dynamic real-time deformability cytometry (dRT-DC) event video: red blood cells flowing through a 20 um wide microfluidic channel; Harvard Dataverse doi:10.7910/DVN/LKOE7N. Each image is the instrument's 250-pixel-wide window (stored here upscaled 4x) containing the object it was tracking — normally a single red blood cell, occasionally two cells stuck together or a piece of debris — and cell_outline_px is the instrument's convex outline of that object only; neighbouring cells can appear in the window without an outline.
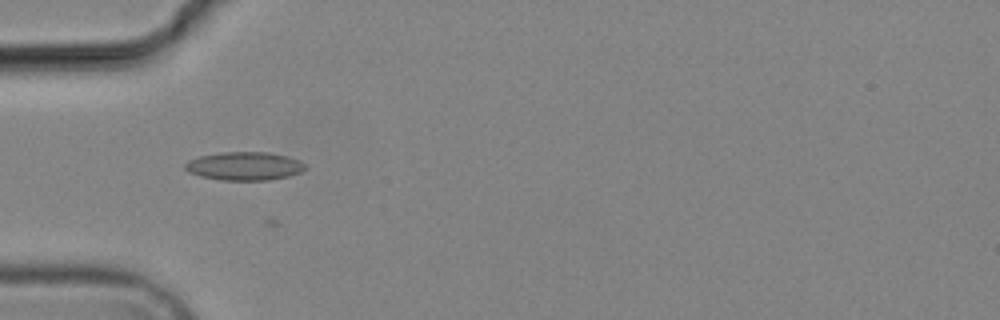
{"species": "common noctule bat (a hibernating species)", "species_latin": "Nyctalus noctula", "temperature_condition": "cold", "stored_images_in_passage": 6, "camera_frame_rate_fps": 3000, "um_per_image_px": 0.085, "animal": {"sex": "male", "body_mass_g": 19.2, "forearm_length_mm": 51.8}, "frame": {"image": 1, "passage_image": 3, "time_ms": 2.333, "image_size_px": [1000, 320], "cell_outline_px": [[308, 168], [300, 172], [288, 176], [268, 180], [220, 180], [200, 176], [188, 172], [184, 168], [184, 164], [188, 160], [200, 156], [224, 152], [268, 152], [300, 160]], "centroid_in_image_um": [20.76, 14.12], "position_along_channel_um": 64.2, "area_um2": 19.83}}
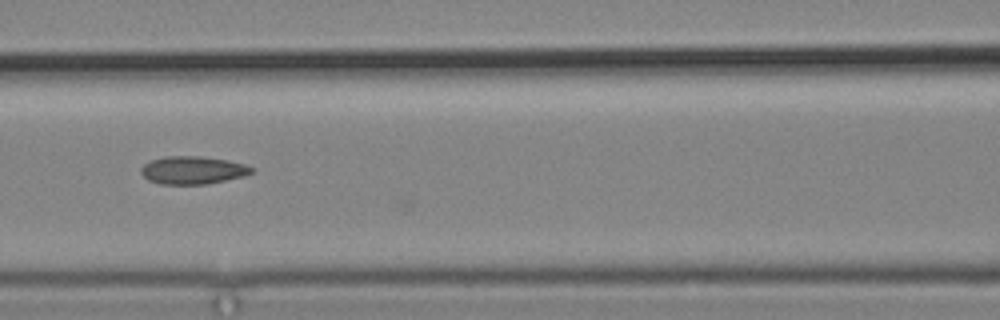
{"frame": {"image": 2, "passage_image": 5, "time_ms": 4.667, "image_size_px": [1000, 320], "cell_outline_px": [[256, 172], [244, 176], [204, 184], [160, 184], [148, 180], [140, 172], [140, 168], [144, 164], [152, 160], [164, 156], [200, 156], [228, 160], [244, 164], [256, 168]], "centroid_in_image_um": [16.41, 14.46], "position_along_channel_um": 150.2, "area_um2": 18.03}}
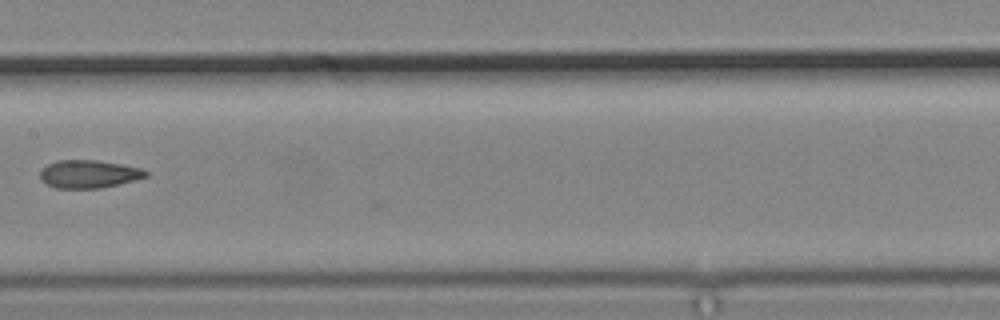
{"frame": {"image": 3, "passage_image": 6, "time_ms": 6.0, "image_size_px": [1000, 320], "cell_outline_px": [[148, 176], [136, 180], [100, 188], [56, 188], [40, 180], [40, 168], [56, 160], [96, 160], [120, 164], [140, 168], [148, 172]], "centroid_in_image_um": [7.52, 14.79], "position_along_channel_um": 199.9, "area_um2": 17.22}}